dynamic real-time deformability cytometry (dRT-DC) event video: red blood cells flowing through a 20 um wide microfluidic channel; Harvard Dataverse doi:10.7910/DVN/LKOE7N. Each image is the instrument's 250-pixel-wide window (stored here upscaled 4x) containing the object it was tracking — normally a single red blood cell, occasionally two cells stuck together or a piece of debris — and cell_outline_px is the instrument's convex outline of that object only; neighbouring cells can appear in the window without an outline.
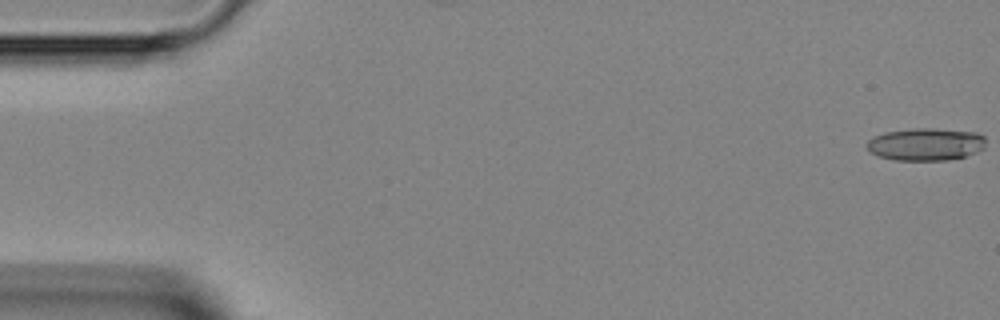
{"species": "Egyptian fruit bat (a non-hibernating species)", "species_latin": "Rousettus aegyptiacus", "temperature_condition": "room temperature", "stored_images_in_passage": 46, "camera_frame_rate_fps": 3000, "um_per_image_px": 0.085, "animal": {"sex": "female"}, "frame": {"image": 1, "passage_image": 1, "time_ms": 0.0, "image_size_px": [1000, 320], "cell_outline_px": [[984, 148], [976, 152], [964, 156], [948, 160], [896, 160], [880, 156], [872, 152], [868, 148], [868, 140], [884, 132], [912, 128], [932, 128], [976, 132], [984, 136]], "centroid_in_image_um": [78.71, 12.25], "position_along_channel_um": 6.3, "area_um2": 22.31}}
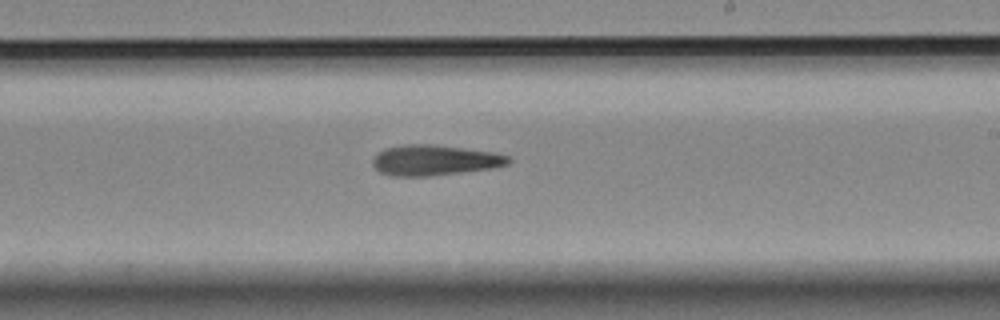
{"frame": {"image": 2, "passage_image": 27, "time_ms": 8.667, "image_size_px": [1000, 320], "cell_outline_px": [[512, 160], [508, 164], [492, 168], [428, 176], [388, 176], [380, 172], [372, 164], [372, 160], [384, 148], [404, 144], [432, 144], [492, 152], [508, 156]], "centroid_in_image_um": [36.91, 13.62], "position_along_channel_um": 252.1, "area_um2": 23.93}}
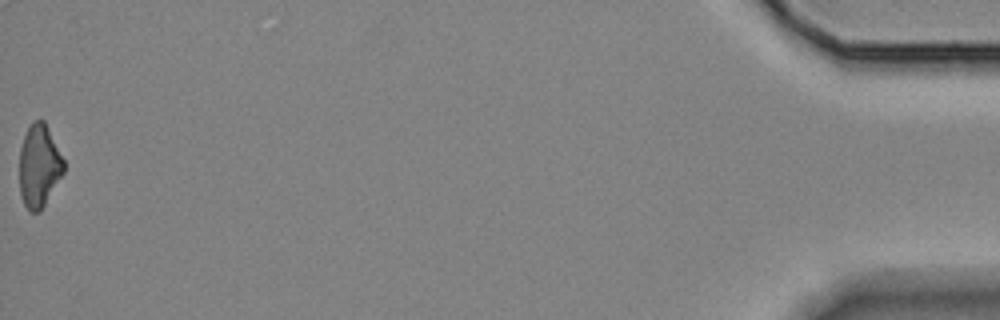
{"frame": {"image": 3, "passage_image": 46, "time_ms": 15.0, "image_size_px": [1000, 320], "cell_outline_px": [[64, 172], [40, 212], [32, 212], [24, 204], [20, 192], [20, 148], [24, 136], [32, 120], [44, 120], [64, 160]], "centroid_in_image_um": [3.32, 14.1], "position_along_channel_um": 431.9, "area_um2": 21.15}}